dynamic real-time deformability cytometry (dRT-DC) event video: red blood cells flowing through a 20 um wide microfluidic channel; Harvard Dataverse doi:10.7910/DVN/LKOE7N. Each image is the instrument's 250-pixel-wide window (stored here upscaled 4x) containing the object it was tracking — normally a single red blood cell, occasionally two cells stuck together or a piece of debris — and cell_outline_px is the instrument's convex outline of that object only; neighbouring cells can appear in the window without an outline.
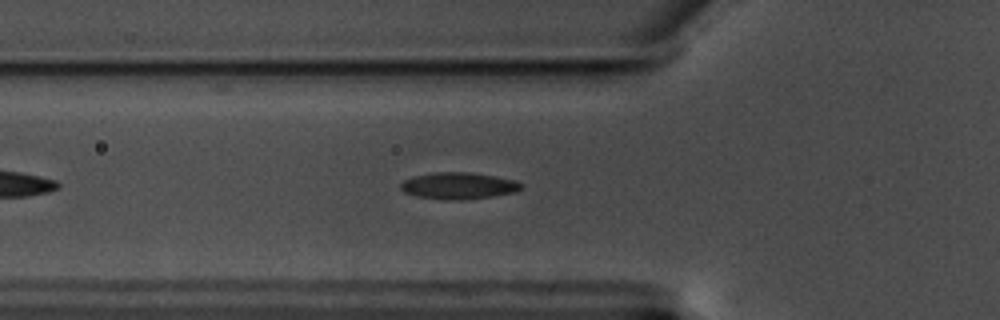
{"species": "common noctule bat (a hibernating species)", "species_latin": "Nyctalus noctula", "temperature_condition": "warm", "stored_images_in_passage": 39, "camera_frame_rate_fps": 3000, "um_per_image_px": 0.085, "animal": {"sex": "male", "body_mass_g": 17.5, "forearm_length_mm": 52.3}, "frame": {"image": 1, "passage_image": 8, "time_ms": 2.333, "image_size_px": [1000, 320], "cell_outline_px": [[524, 188], [516, 192], [492, 196], [460, 200], [452, 200], [416, 196], [404, 192], [400, 188], [400, 184], [404, 180], [412, 176], [436, 172], [472, 172], [496, 176], [516, 180], [524, 184]], "centroid_in_image_um": [39.02, 15.78], "position_along_channel_um": 86.8, "area_um2": 18.9}}
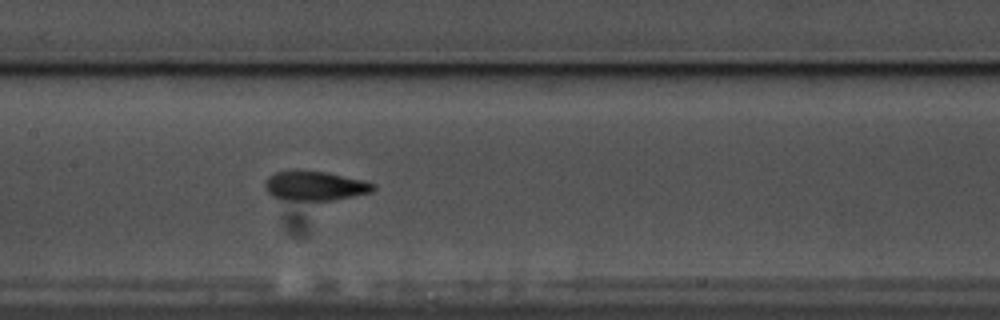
{"frame": {"image": 2, "passage_image": 16, "time_ms": 5.0, "image_size_px": [1000, 320], "cell_outline_px": [[376, 188], [372, 192], [332, 200], [292, 200], [272, 196], [264, 188], [264, 180], [268, 176], [276, 172], [328, 172], [364, 180], [376, 184]], "centroid_in_image_um": [26.8, 15.81], "position_along_channel_um": 180.6, "area_um2": 18.26}}
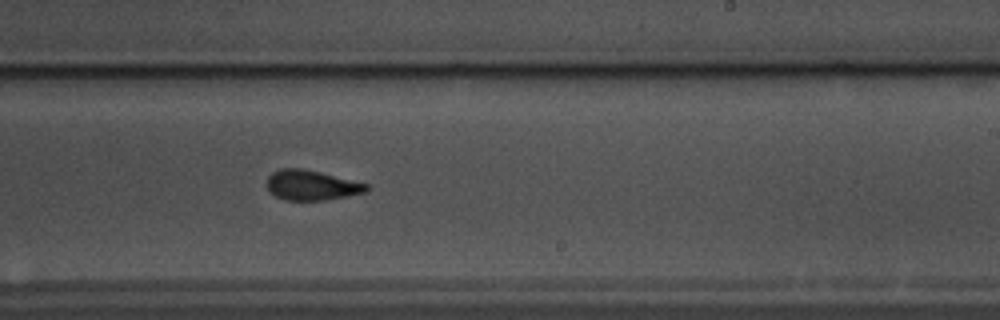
{"frame": {"image": 3, "passage_image": 23, "time_ms": 7.333, "image_size_px": [1000, 320], "cell_outline_px": [[368, 188], [364, 192], [324, 200], [284, 200], [268, 192], [264, 184], [268, 176], [272, 172], [280, 168], [300, 168], [320, 172], [368, 184]], "centroid_in_image_um": [26.37, 15.74], "position_along_channel_um": 262.6, "area_um2": 17.4}}